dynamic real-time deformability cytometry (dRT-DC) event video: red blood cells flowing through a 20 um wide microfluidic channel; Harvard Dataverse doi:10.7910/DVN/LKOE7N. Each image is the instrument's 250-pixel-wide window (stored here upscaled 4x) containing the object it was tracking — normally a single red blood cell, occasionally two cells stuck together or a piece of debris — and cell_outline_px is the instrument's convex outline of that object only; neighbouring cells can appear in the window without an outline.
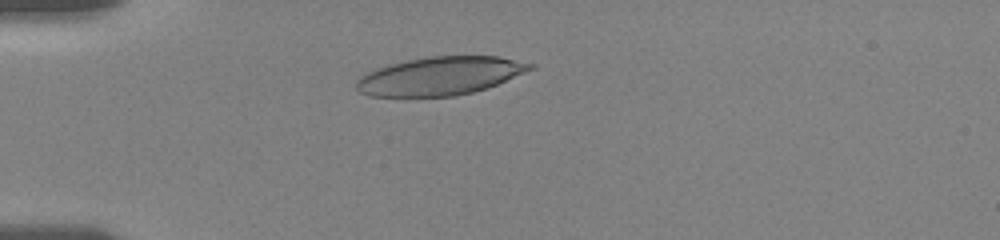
{"species": "human", "species_latin": "Homo sapiens", "temperature_condition": "room temperature", "stored_images_in_passage": 42, "camera_frame_rate_fps": 3000, "um_per_image_px": 0.085, "donor": {"sex": "female"}, "frame": {"image": 1, "passage_image": 2, "time_ms": 0.333, "image_size_px": [1000, 240], "cell_outline_px": [[536, 68], [488, 88], [456, 96], [368, 96], [360, 92], [356, 88], [356, 80], [360, 76], [376, 68], [408, 60], [428, 56], [500, 56], [536, 64]], "centroid_in_image_um": [37.45, 6.45], "position_along_channel_um": 47.5, "area_um2": 38.9}}
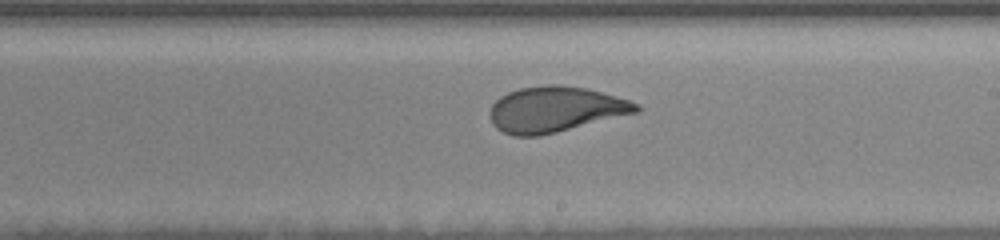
{"frame": {"image": 2, "passage_image": 20, "time_ms": 6.333, "image_size_px": [1000, 240], "cell_outline_px": [[640, 112], [540, 136], [512, 136], [496, 128], [492, 124], [488, 116], [488, 112], [492, 104], [500, 96], [508, 92], [520, 88], [544, 84], [560, 84], [588, 88], [628, 100], [640, 104]], "centroid_in_image_um": [47.18, 9.29], "position_along_channel_um": 241.8, "area_um2": 39.3}}
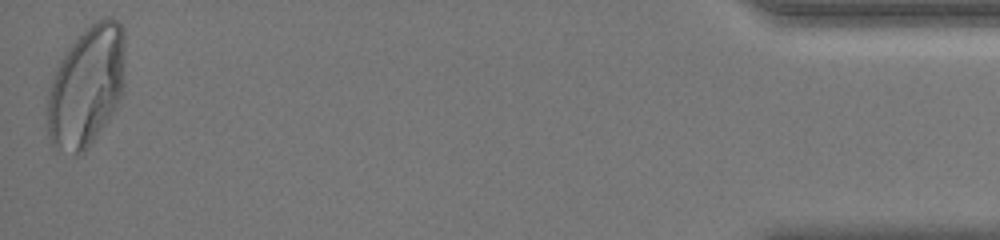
{"frame": {"image": 3, "passage_image": 42, "time_ms": 13.667, "image_size_px": [1000, 240], "cell_outline_px": [[124, 88], [120, 100], [116, 108], [108, 120], [88, 148], [84, 152], [72, 152], [52, 148], [48, 136], [48, 88], [56, 68], [64, 52], [72, 40], [96, 20], [104, 16], [112, 16], [124, 28]], "centroid_in_image_um": [7.36, 7.3], "position_along_channel_um": 427.8, "area_um2": 55.26}, "authors_computed_cell_mechanics": {"area_um2": 39.9976, "velocity_mm_per_s": 3.616, "shape_relaxation_time_tau1_ms": 4.53, "shape_relaxation_time_tau2_ms": 0.779, "deformation_change_tau1": 0.193, "deformation_change_tau2": 0.0745}}